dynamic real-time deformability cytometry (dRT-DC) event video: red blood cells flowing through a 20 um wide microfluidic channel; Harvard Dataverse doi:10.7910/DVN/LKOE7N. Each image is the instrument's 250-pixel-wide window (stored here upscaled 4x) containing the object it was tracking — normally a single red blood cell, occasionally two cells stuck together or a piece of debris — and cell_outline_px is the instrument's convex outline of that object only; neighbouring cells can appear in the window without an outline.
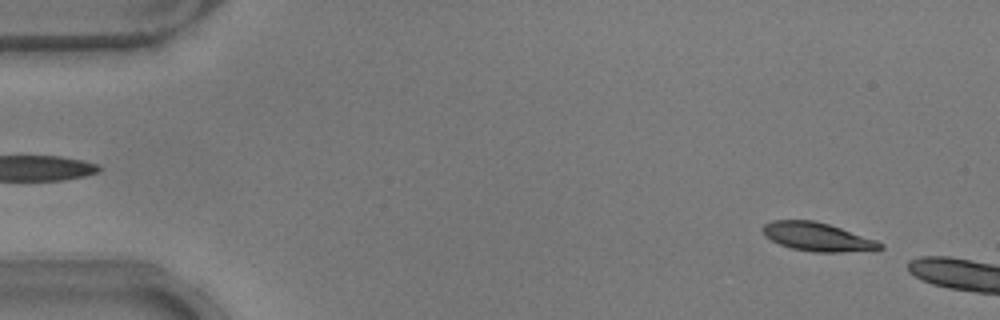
{"species": "common noctule bat (a hibernating species)", "species_latin": "Nyctalus noctula", "temperature_condition": "warm", "stored_images_in_passage": 45, "camera_frame_rate_fps": 3000, "um_per_image_px": 0.085, "animal": {"sex": "male", "body_mass_g": 17.9}, "frame": {"image": 1, "passage_image": 3, "time_ms": 0.667, "image_size_px": [1000, 320], "cell_outline_px": [[884, 248], [840, 252], [816, 252], [792, 248], [780, 244], [764, 236], [764, 224], [772, 220], [812, 220], [828, 224], [876, 240], [884, 244]], "centroid_in_image_um": [69.46, 20.13], "position_along_channel_um": 15.5, "area_um2": 19.07}}
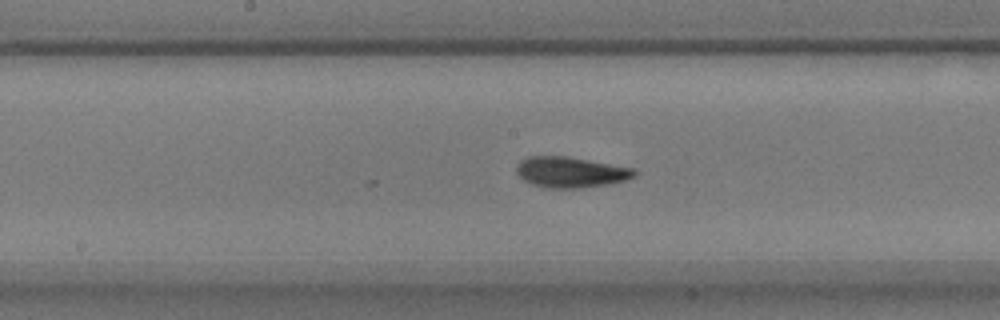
{"frame": {"image": 2, "passage_image": 26, "time_ms": 8.333, "image_size_px": [1000, 320], "cell_outline_px": [[636, 176], [624, 180], [608, 184], [580, 188], [540, 188], [524, 180], [516, 172], [516, 164], [520, 160], [528, 156], [564, 156], [632, 168], [636, 172]], "centroid_in_image_um": [48.44, 14.64], "position_along_channel_um": 199.8, "area_um2": 20.98}}
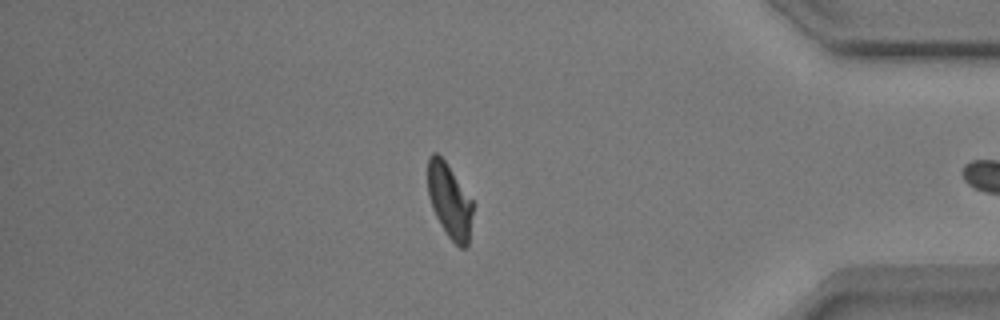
{"frame": {"image": 3, "passage_image": 44, "time_ms": 14.333, "image_size_px": [1000, 320], "cell_outline_px": [[472, 212], [468, 248], [460, 248], [444, 232], [432, 208], [428, 196], [428, 156], [432, 152], [436, 152], [444, 160], [472, 200]], "centroid_in_image_um": [38.19, 17.09], "position_along_channel_um": 397.0, "area_um2": 19.36}}